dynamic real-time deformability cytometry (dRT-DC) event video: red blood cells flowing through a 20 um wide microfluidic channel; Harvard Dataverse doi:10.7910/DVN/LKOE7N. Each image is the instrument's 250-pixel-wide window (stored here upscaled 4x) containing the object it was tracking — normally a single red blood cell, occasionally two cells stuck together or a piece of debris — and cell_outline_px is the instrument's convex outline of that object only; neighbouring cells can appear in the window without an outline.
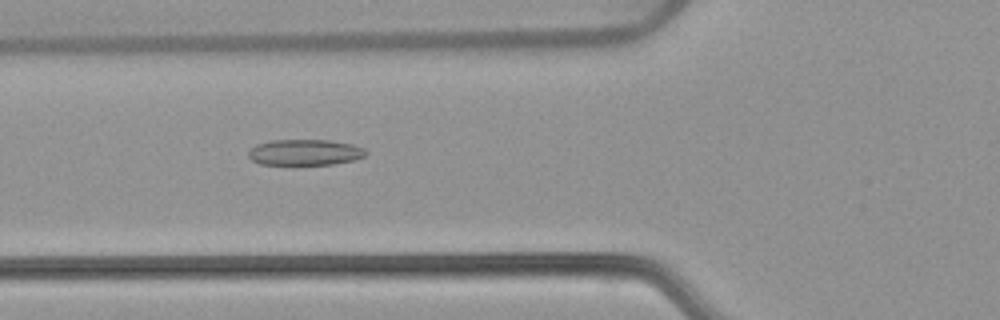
{"species": "common noctule bat (a hibernating species)", "species_latin": "Nyctalus noctula", "temperature_condition": "warm", "stored_images_in_passage": 36, "camera_frame_rate_fps": 3000, "um_per_image_px": 0.085, "animal": {"sex": "female", "body_mass_g": 22.7, "forearm_length_mm": 54.2}, "frame": {"image": 1, "passage_image": 3, "time_ms": 0.667, "image_size_px": [1000, 320], "cell_outline_px": [[368, 152], [364, 156], [352, 160], [332, 164], [260, 164], [252, 160], [248, 156], [248, 148], [256, 144], [272, 140], [328, 140], [352, 144], [364, 148]], "centroid_in_image_um": [25.88, 12.94], "position_along_channel_um": 99.9, "area_um2": 17.69}}
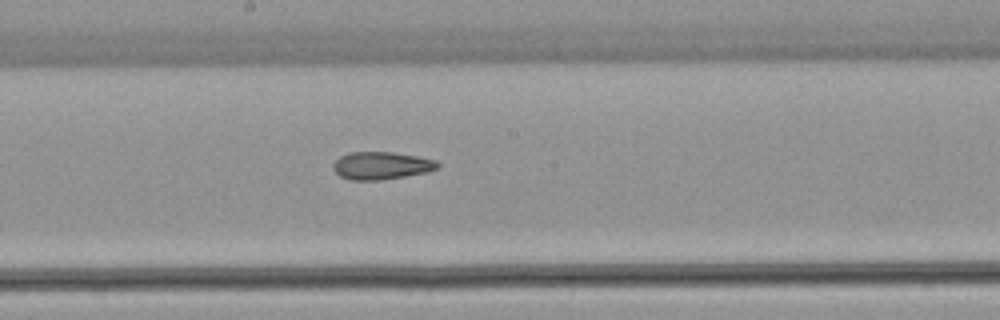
{"frame": {"image": 2, "passage_image": 12, "time_ms": 3.667, "image_size_px": [1000, 320], "cell_outline_px": [[440, 168], [428, 172], [380, 180], [348, 180], [340, 176], [332, 168], [332, 164], [340, 156], [348, 152], [392, 152], [416, 156], [436, 160], [440, 164]], "centroid_in_image_um": [32.41, 14.07], "position_along_channel_um": 215.8, "area_um2": 16.94}}
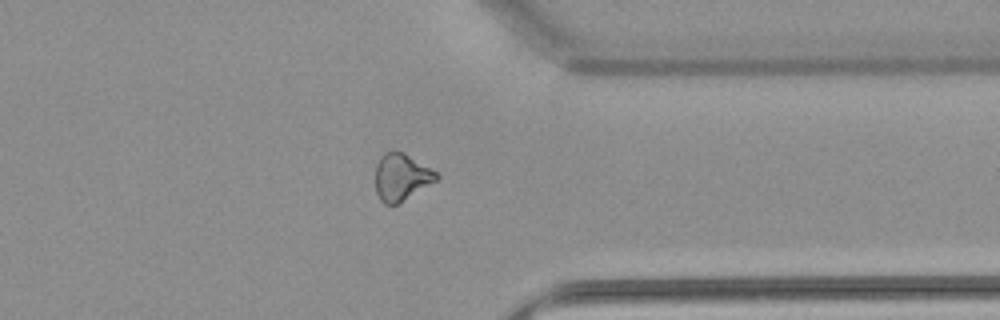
{"frame": {"image": 3, "passage_image": 25, "time_ms": 8.0, "image_size_px": [1000, 320], "cell_outline_px": [[440, 176], [436, 180], [396, 204], [384, 204], [380, 200], [376, 192], [376, 164], [380, 156], [384, 152], [404, 152], [440, 172]], "centroid_in_image_um": [34.13, 15.02], "position_along_channel_um": 377.3, "area_um2": 16.65}}